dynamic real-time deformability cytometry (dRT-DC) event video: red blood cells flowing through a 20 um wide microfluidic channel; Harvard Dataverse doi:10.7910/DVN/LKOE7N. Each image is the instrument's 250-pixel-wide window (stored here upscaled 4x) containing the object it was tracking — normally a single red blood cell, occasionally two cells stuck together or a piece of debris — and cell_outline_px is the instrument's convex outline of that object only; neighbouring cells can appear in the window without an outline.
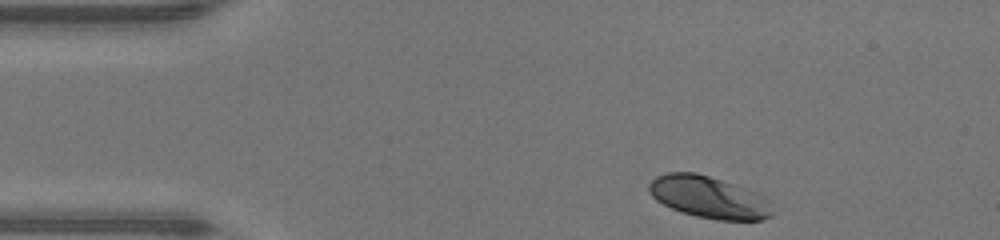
{"species": "human", "species_latin": "Homo sapiens", "temperature_condition": "warm", "stored_images_in_passage": 41, "camera_frame_rate_fps": 3000, "um_per_image_px": 0.085, "donor": {"sex": "male"}, "frame": {"image": 1, "passage_image": 1, "time_ms": 0.0, "image_size_px": [1000, 240], "cell_outline_px": [[772, 216], [760, 220], [720, 220], [696, 216], [680, 212], [656, 200], [648, 192], [648, 184], [656, 176], [668, 172], [696, 172], [736, 184], [748, 188], [764, 196], [772, 212]], "centroid_in_image_um": [60.22, 16.75], "position_along_channel_um": 24.8, "area_um2": 30.23}}
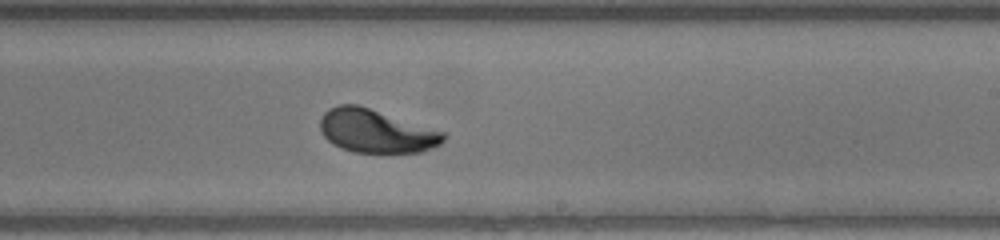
{"frame": {"image": 2, "passage_image": 22, "time_ms": 7.0, "image_size_px": [1000, 240], "cell_outline_px": [[448, 136], [440, 144], [424, 152], [352, 152], [340, 148], [332, 144], [320, 132], [320, 120], [324, 112], [328, 108], [340, 104], [356, 104], [448, 132]], "centroid_in_image_um": [31.99, 11.14], "position_along_channel_um": 257.0, "area_um2": 31.5}}
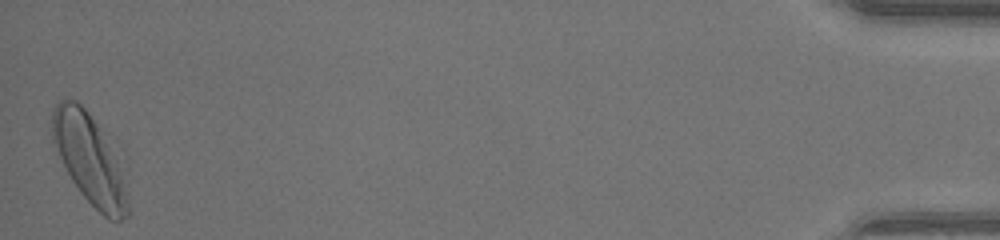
{"frame": {"image": 3, "passage_image": 41, "time_ms": 13.333, "image_size_px": [1000, 240], "cell_outline_px": [[128, 216], [120, 220], [108, 220], [80, 192], [72, 180], [52, 140], [52, 108], [64, 96], [76, 100], [88, 112], [128, 164]], "centroid_in_image_um": [7.73, 13.52], "position_along_channel_um": 427.5, "area_um2": 40.81}, "authors_computed_cell_mechanics": {"area_um2": 31.6166, "velocity_mm_per_s": 4.3278, "shape_relaxation_time_tau1_ms": 2.0634, "shape_relaxation_time_tau2_ms": null, "deformation_change_tau1": 0.1711, "deformation_change_tau2": null}}